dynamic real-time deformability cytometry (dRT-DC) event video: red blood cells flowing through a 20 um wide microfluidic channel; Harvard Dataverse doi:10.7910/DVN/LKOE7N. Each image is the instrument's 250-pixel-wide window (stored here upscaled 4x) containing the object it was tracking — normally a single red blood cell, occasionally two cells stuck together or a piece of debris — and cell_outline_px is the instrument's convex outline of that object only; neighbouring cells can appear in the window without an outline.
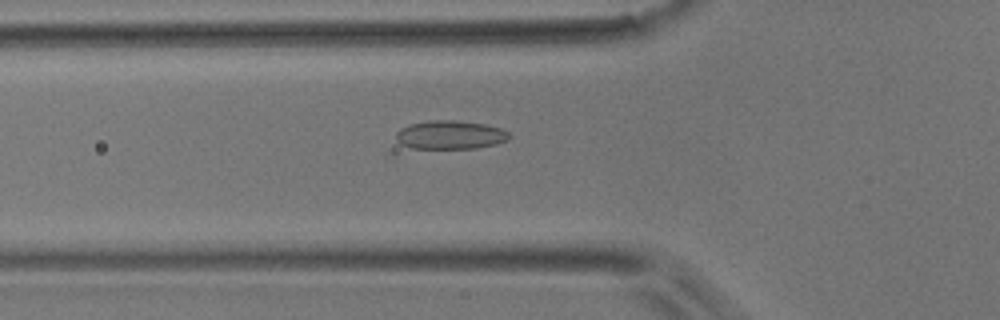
{"species": "common noctule bat (a hibernating species)", "species_latin": "Nyctalus noctula", "temperature_condition": "room temperature", "stored_images_in_passage": 39, "camera_frame_rate_fps": 3000, "um_per_image_px": 0.085, "animal": {"sex": "male", "body_mass_g": 17.9}, "frame": {"image": 1, "passage_image": 5, "time_ms": 1.333, "image_size_px": [1000, 320], "cell_outline_px": [[512, 136], [508, 140], [496, 144], [476, 148], [396, 148], [396, 132], [400, 128], [408, 124], [432, 120], [456, 120], [484, 124], [500, 128], [508, 132]], "centroid_in_image_um": [38.19, 11.48], "position_along_channel_um": 87.6, "area_um2": 19.31}}
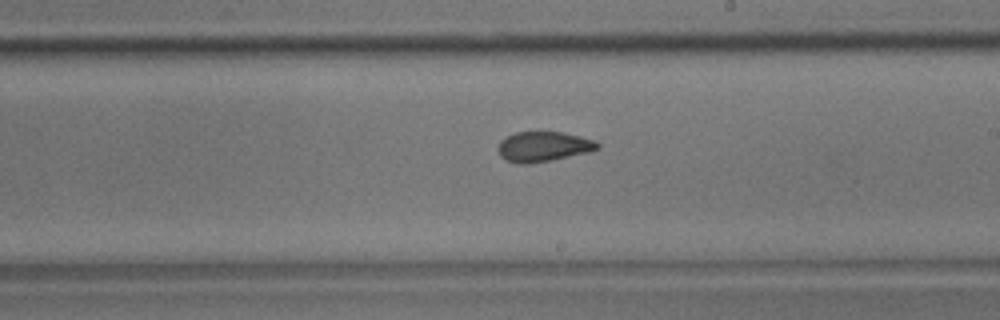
{"frame": {"image": 2, "passage_image": 17, "time_ms": 5.333, "image_size_px": [1000, 320], "cell_outline_px": [[600, 148], [588, 152], [552, 160], [528, 164], [520, 164], [504, 160], [500, 156], [496, 148], [500, 140], [504, 136], [516, 132], [564, 132], [596, 140], [600, 144]], "centroid_in_image_um": [46.15, 12.46], "position_along_channel_um": 242.8, "area_um2": 17.74}}
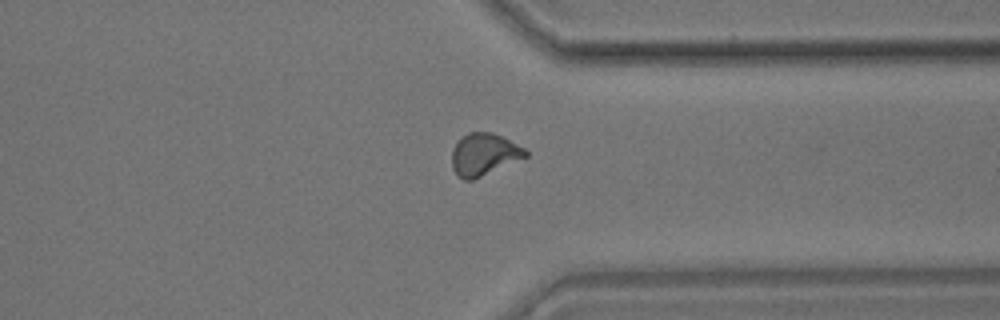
{"frame": {"image": 3, "passage_image": 27, "time_ms": 8.667, "image_size_px": [1000, 320], "cell_outline_px": [[528, 156], [472, 180], [464, 180], [456, 176], [452, 168], [452, 148], [460, 136], [468, 132], [492, 132], [524, 148], [528, 152]], "centroid_in_image_um": [41.08, 13.12], "position_along_channel_um": 370.3, "area_um2": 18.09}, "authors_computed_cell_mechanics": {"area_um2": 17.629, "velocity_mm_per_s": 3.8582, "shape_relaxation_time_tau1_ms": null, "shape_relaxation_time_tau2_ms": 3.651, "deformation_change_tau1": null, "deformation_change_tau2": 0.0376}}